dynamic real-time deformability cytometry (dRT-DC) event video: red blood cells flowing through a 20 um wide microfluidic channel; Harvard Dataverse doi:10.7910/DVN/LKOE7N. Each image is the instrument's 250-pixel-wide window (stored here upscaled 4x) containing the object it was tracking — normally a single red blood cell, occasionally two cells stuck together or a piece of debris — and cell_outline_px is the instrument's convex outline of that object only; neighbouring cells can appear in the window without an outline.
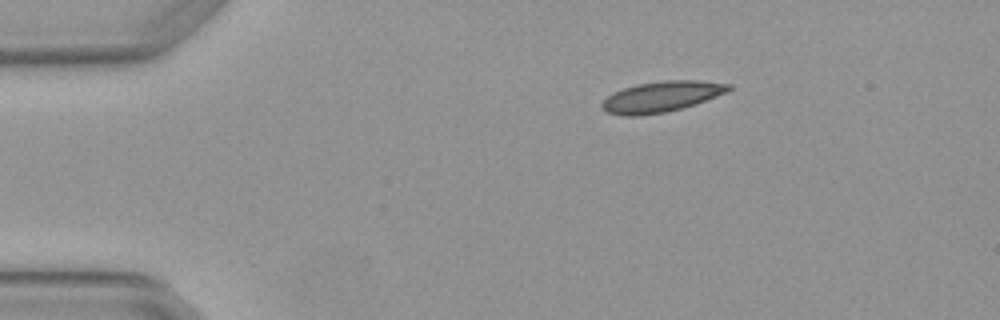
{"species": "Egyptian fruit bat (a non-hibernating species)", "species_latin": "Rousettus aegyptiacus", "temperature_condition": "warm", "stored_images_in_passage": 4, "camera_frame_rate_fps": 3000, "um_per_image_px": 0.085, "animal": {"sex": "female"}, "frame": {"image": 1, "passage_image": 4, "time_ms": 1.0, "image_size_px": [1000, 320], "cell_outline_px": [[732, 88], [728, 92], [696, 104], [664, 112], [640, 116], [624, 116], [608, 112], [600, 104], [608, 96], [624, 88], [636, 84], [664, 80], [700, 80], [732, 84]], "centroid_in_image_um": [56.28, 8.2], "position_along_channel_um": 28.7, "area_um2": 22.6}}